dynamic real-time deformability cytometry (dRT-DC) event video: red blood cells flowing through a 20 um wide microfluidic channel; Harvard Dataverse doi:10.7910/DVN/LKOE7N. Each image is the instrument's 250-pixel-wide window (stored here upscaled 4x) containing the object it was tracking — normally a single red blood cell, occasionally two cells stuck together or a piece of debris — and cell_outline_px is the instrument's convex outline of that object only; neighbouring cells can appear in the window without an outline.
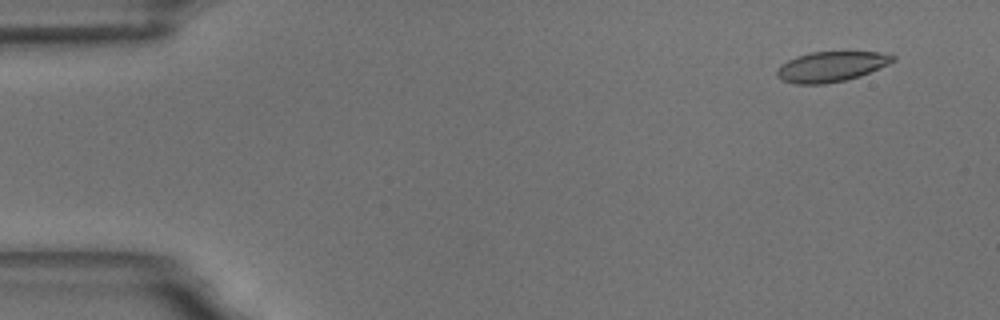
{"species": "common noctule bat (a hibernating species)", "species_latin": "Nyctalus noctula", "temperature_condition": "room temperature", "stored_images_in_passage": 57, "camera_frame_rate_fps": 3000, "um_per_image_px": 0.085, "animal": {"sex": "male", "body_mass_g": 18.8}, "frame": {"image": 1, "passage_image": 4, "time_ms": 1.0, "image_size_px": [1000, 320], "cell_outline_px": [[896, 60], [888, 64], [860, 76], [844, 80], [824, 84], [796, 84], [784, 80], [776, 76], [776, 72], [780, 64], [796, 56], [812, 52], [892, 52], [896, 56]], "centroid_in_image_um": [70.68, 5.65], "position_along_channel_um": 14.3, "area_um2": 20.46}}
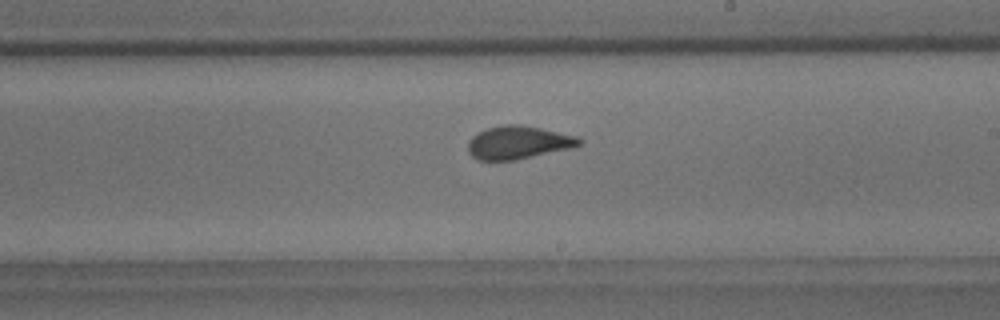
{"frame": {"image": 2, "passage_image": 33, "time_ms": 10.667, "image_size_px": [1000, 320], "cell_outline_px": [[584, 140], [580, 144], [572, 148], [512, 160], [476, 160], [468, 152], [468, 140], [472, 136], [488, 128], [504, 124], [520, 124], [540, 128], [576, 136]], "centroid_in_image_um": [44.03, 12.11], "position_along_channel_um": 245.0, "area_um2": 21.27}}
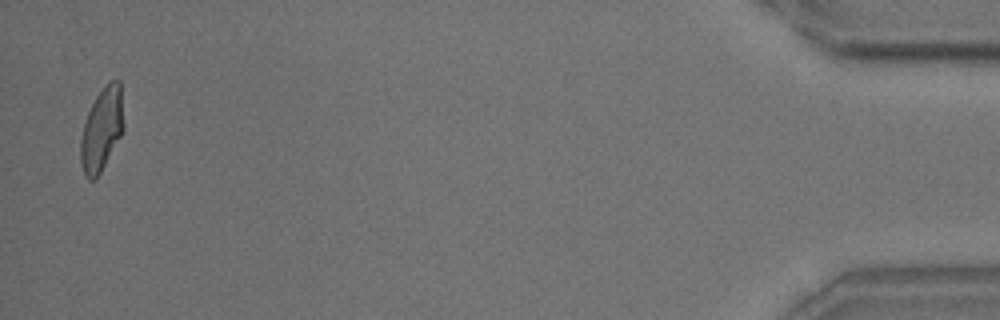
{"frame": {"image": 3, "passage_image": 56, "time_ms": 18.333, "image_size_px": [1000, 320], "cell_outline_px": [[124, 128], [120, 136], [100, 172], [92, 180], [88, 180], [84, 176], [80, 160], [80, 140], [84, 124], [88, 112], [96, 96], [108, 80], [120, 80], [124, 124]], "centroid_in_image_um": [8.64, 10.96], "position_along_channel_um": 426.6, "area_um2": 20.69}, "authors_computed_cell_mechanics": {"area_um2": 21.2126, "velocity_mm_per_s": 3.5231, "shape_relaxation_time_tau1_ms": 5.4948, "shape_relaxation_time_tau2_ms": 0.9846, "deformation_change_tau1": 0.1535, "deformation_change_tau2": 0.0596}}